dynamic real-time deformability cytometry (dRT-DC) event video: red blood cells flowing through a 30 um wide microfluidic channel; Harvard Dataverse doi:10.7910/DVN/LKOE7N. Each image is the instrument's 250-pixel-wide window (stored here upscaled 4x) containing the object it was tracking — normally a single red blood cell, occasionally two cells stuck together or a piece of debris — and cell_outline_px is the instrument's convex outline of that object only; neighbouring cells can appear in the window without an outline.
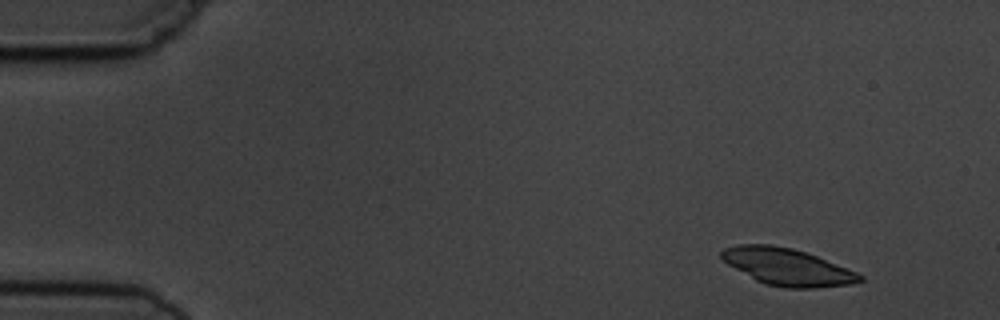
{"species": "common noctule bat (a hibernating species)", "species_latin": "Nyctalus noctula", "temperature_condition": "cold", "stored_images_in_passage": 4, "camera_frame_rate_fps": 3000, "um_per_image_px": 0.085, "animal": {"sex": "male", "body_mass_g": 19.5, "forearm_length_mm": 54.6}, "frame": {"image": 1, "passage_image": 1, "time_ms": 0.0, "image_size_px": [1000, 320], "cell_outline_px": [[864, 280], [848, 284], [816, 288], [784, 288], [764, 284], [756, 280], [728, 264], [720, 256], [720, 252], [724, 248], [740, 244], [772, 244], [792, 248], [816, 256], [856, 272], [864, 276]], "centroid_in_image_um": [66.9, 22.68], "position_along_channel_um": 18.1, "area_um2": 29.54}}